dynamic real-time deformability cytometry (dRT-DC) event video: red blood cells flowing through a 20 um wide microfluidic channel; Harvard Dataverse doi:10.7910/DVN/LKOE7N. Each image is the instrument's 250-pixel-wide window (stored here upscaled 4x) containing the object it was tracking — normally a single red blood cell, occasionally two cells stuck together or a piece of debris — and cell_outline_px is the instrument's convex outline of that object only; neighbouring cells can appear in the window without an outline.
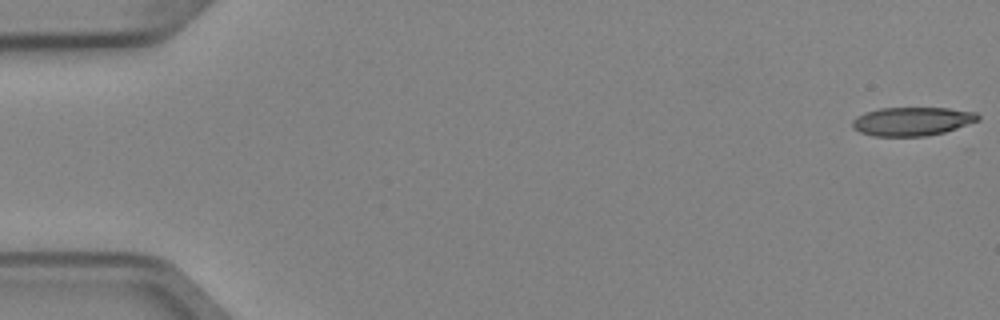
{"species": "Egyptian fruit bat (a non-hibernating species)", "species_latin": "Rousettus aegyptiacus", "temperature_condition": "cold", "stored_images_in_passage": 5, "camera_frame_rate_fps": 3000, "um_per_image_px": 0.085, "animal": {"sex": "female"}, "frame": {"image": 1, "passage_image": 1, "time_ms": 0.0, "image_size_px": [1000, 320], "cell_outline_px": [[980, 120], [944, 132], [924, 136], [876, 136], [860, 132], [852, 128], [852, 120], [856, 116], [864, 112], [880, 108], [948, 108], [976, 112], [980, 116]], "centroid_in_image_um": [77.51, 10.31], "position_along_channel_um": 7.5, "area_um2": 20.98}}
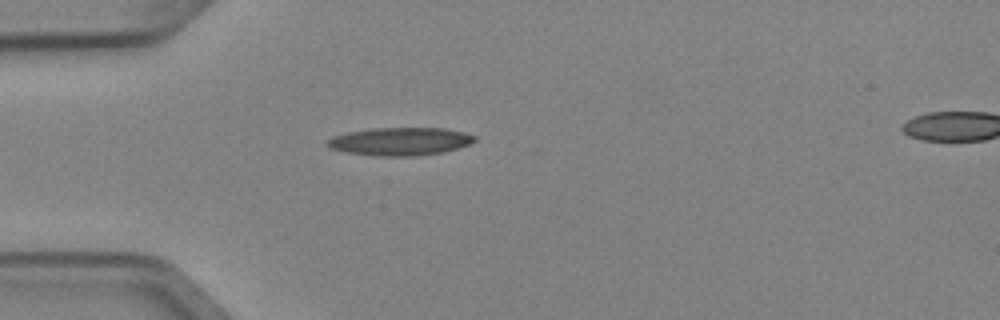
{"frame": {"image": 2, "passage_image": 4, "time_ms": 1.0, "image_size_px": [1000, 320], "cell_outline_px": [[476, 140], [468, 144], [444, 152], [412, 156], [372, 156], [344, 152], [328, 148], [324, 144], [332, 136], [348, 132], [376, 128], [444, 128], [464, 132], [476, 136]], "centroid_in_image_um": [33.96, 12.03], "position_along_channel_um": 51.0, "area_um2": 24.1}}